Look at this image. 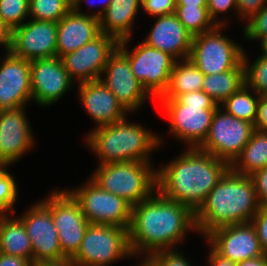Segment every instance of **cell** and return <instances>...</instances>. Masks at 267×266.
Wrapping results in <instances>:
<instances>
[{
  "mask_svg": "<svg viewBox=\"0 0 267 266\" xmlns=\"http://www.w3.org/2000/svg\"><path fill=\"white\" fill-rule=\"evenodd\" d=\"M86 137L89 149L99 157L100 164L150 162L151 152L162 143L161 137L155 135V132L152 133L137 123L133 124L126 118L110 125L96 127Z\"/></svg>",
  "mask_w": 267,
  "mask_h": 266,
  "instance_id": "277c9868",
  "label": "cell"
},
{
  "mask_svg": "<svg viewBox=\"0 0 267 266\" xmlns=\"http://www.w3.org/2000/svg\"><path fill=\"white\" fill-rule=\"evenodd\" d=\"M87 182L75 190H66L79 204L87 221L129 229L132 206L121 197L100 188L90 178Z\"/></svg>",
  "mask_w": 267,
  "mask_h": 266,
  "instance_id": "30bf717a",
  "label": "cell"
},
{
  "mask_svg": "<svg viewBox=\"0 0 267 266\" xmlns=\"http://www.w3.org/2000/svg\"><path fill=\"white\" fill-rule=\"evenodd\" d=\"M261 53L260 55L267 56V35L260 39Z\"/></svg>",
  "mask_w": 267,
  "mask_h": 266,
  "instance_id": "f907efd6",
  "label": "cell"
},
{
  "mask_svg": "<svg viewBox=\"0 0 267 266\" xmlns=\"http://www.w3.org/2000/svg\"><path fill=\"white\" fill-rule=\"evenodd\" d=\"M139 8V0H114L99 19L101 33L113 36L118 42L131 38Z\"/></svg>",
  "mask_w": 267,
  "mask_h": 266,
  "instance_id": "cb8c5ba5",
  "label": "cell"
},
{
  "mask_svg": "<svg viewBox=\"0 0 267 266\" xmlns=\"http://www.w3.org/2000/svg\"><path fill=\"white\" fill-rule=\"evenodd\" d=\"M208 256L210 266H237V263L219 256L212 248Z\"/></svg>",
  "mask_w": 267,
  "mask_h": 266,
  "instance_id": "ee69618b",
  "label": "cell"
},
{
  "mask_svg": "<svg viewBox=\"0 0 267 266\" xmlns=\"http://www.w3.org/2000/svg\"><path fill=\"white\" fill-rule=\"evenodd\" d=\"M130 256L133 257L127 228L89 224L71 260L75 266H108Z\"/></svg>",
  "mask_w": 267,
  "mask_h": 266,
  "instance_id": "52a82bcc",
  "label": "cell"
},
{
  "mask_svg": "<svg viewBox=\"0 0 267 266\" xmlns=\"http://www.w3.org/2000/svg\"><path fill=\"white\" fill-rule=\"evenodd\" d=\"M146 259L152 266H192L181 252L175 250H161L150 254Z\"/></svg>",
  "mask_w": 267,
  "mask_h": 266,
  "instance_id": "e575fe53",
  "label": "cell"
},
{
  "mask_svg": "<svg viewBox=\"0 0 267 266\" xmlns=\"http://www.w3.org/2000/svg\"><path fill=\"white\" fill-rule=\"evenodd\" d=\"M78 95L85 111L98 126L110 125L127 118L128 112L101 80L78 84Z\"/></svg>",
  "mask_w": 267,
  "mask_h": 266,
  "instance_id": "7402d4cb",
  "label": "cell"
},
{
  "mask_svg": "<svg viewBox=\"0 0 267 266\" xmlns=\"http://www.w3.org/2000/svg\"><path fill=\"white\" fill-rule=\"evenodd\" d=\"M57 22L29 20L12 30L10 52L25 60L56 57Z\"/></svg>",
  "mask_w": 267,
  "mask_h": 266,
  "instance_id": "2e32d148",
  "label": "cell"
},
{
  "mask_svg": "<svg viewBox=\"0 0 267 266\" xmlns=\"http://www.w3.org/2000/svg\"><path fill=\"white\" fill-rule=\"evenodd\" d=\"M114 0H105V2H110V4L113 2Z\"/></svg>",
  "mask_w": 267,
  "mask_h": 266,
  "instance_id": "db71d44e",
  "label": "cell"
},
{
  "mask_svg": "<svg viewBox=\"0 0 267 266\" xmlns=\"http://www.w3.org/2000/svg\"><path fill=\"white\" fill-rule=\"evenodd\" d=\"M174 14L193 37L217 26L210 18L207 6H176Z\"/></svg>",
  "mask_w": 267,
  "mask_h": 266,
  "instance_id": "f546056e",
  "label": "cell"
},
{
  "mask_svg": "<svg viewBox=\"0 0 267 266\" xmlns=\"http://www.w3.org/2000/svg\"><path fill=\"white\" fill-rule=\"evenodd\" d=\"M245 50L243 54V64L245 69V84L258 95H267V56L260 55L249 66V61Z\"/></svg>",
  "mask_w": 267,
  "mask_h": 266,
  "instance_id": "1f68e13d",
  "label": "cell"
},
{
  "mask_svg": "<svg viewBox=\"0 0 267 266\" xmlns=\"http://www.w3.org/2000/svg\"><path fill=\"white\" fill-rule=\"evenodd\" d=\"M6 168L0 166V216L7 215V211L16 214L13 205L18 197V187L14 177Z\"/></svg>",
  "mask_w": 267,
  "mask_h": 266,
  "instance_id": "836d02e7",
  "label": "cell"
},
{
  "mask_svg": "<svg viewBox=\"0 0 267 266\" xmlns=\"http://www.w3.org/2000/svg\"><path fill=\"white\" fill-rule=\"evenodd\" d=\"M11 35L12 30L0 20V45H3L7 52L11 48Z\"/></svg>",
  "mask_w": 267,
  "mask_h": 266,
  "instance_id": "f6af8a7d",
  "label": "cell"
},
{
  "mask_svg": "<svg viewBox=\"0 0 267 266\" xmlns=\"http://www.w3.org/2000/svg\"><path fill=\"white\" fill-rule=\"evenodd\" d=\"M169 120L173 137L188 148L199 147L211 126L217 103L203 90L179 95L176 99H157Z\"/></svg>",
  "mask_w": 267,
  "mask_h": 266,
  "instance_id": "5b68a950",
  "label": "cell"
},
{
  "mask_svg": "<svg viewBox=\"0 0 267 266\" xmlns=\"http://www.w3.org/2000/svg\"><path fill=\"white\" fill-rule=\"evenodd\" d=\"M176 0H150L143 10L148 14L157 17L175 13Z\"/></svg>",
  "mask_w": 267,
  "mask_h": 266,
  "instance_id": "f35d334b",
  "label": "cell"
},
{
  "mask_svg": "<svg viewBox=\"0 0 267 266\" xmlns=\"http://www.w3.org/2000/svg\"><path fill=\"white\" fill-rule=\"evenodd\" d=\"M204 76L190 59L176 61L170 73L168 87L158 99H176L181 94L200 91Z\"/></svg>",
  "mask_w": 267,
  "mask_h": 266,
  "instance_id": "484cf974",
  "label": "cell"
},
{
  "mask_svg": "<svg viewBox=\"0 0 267 266\" xmlns=\"http://www.w3.org/2000/svg\"><path fill=\"white\" fill-rule=\"evenodd\" d=\"M83 0H74L73 2H72V9L75 11V12H77V13H79V14H81L82 12L80 11V6L82 5V4H80L81 2H82ZM99 1V0H98ZM90 1L89 0H87L86 1V3H88V4H90L89 3ZM101 2H103L102 3V8L100 9V10H98V11H96V12H93V14H89L90 16H92V17H95V18H97V19H100L101 17H102V15H103V13L105 12V10L108 8V6L110 5V2H105V0H103V1H101ZM91 5V4H90Z\"/></svg>",
  "mask_w": 267,
  "mask_h": 266,
  "instance_id": "bcb514c9",
  "label": "cell"
},
{
  "mask_svg": "<svg viewBox=\"0 0 267 266\" xmlns=\"http://www.w3.org/2000/svg\"><path fill=\"white\" fill-rule=\"evenodd\" d=\"M237 266H267V255L263 254L259 257L242 260L237 263Z\"/></svg>",
  "mask_w": 267,
  "mask_h": 266,
  "instance_id": "c3c4849f",
  "label": "cell"
},
{
  "mask_svg": "<svg viewBox=\"0 0 267 266\" xmlns=\"http://www.w3.org/2000/svg\"><path fill=\"white\" fill-rule=\"evenodd\" d=\"M243 30L244 36L249 40H260L267 35V3L247 23Z\"/></svg>",
  "mask_w": 267,
  "mask_h": 266,
  "instance_id": "d590c367",
  "label": "cell"
},
{
  "mask_svg": "<svg viewBox=\"0 0 267 266\" xmlns=\"http://www.w3.org/2000/svg\"><path fill=\"white\" fill-rule=\"evenodd\" d=\"M100 80L128 112L142 107L150 95L131 71L128 58L117 48L108 58Z\"/></svg>",
  "mask_w": 267,
  "mask_h": 266,
  "instance_id": "9a60e30c",
  "label": "cell"
},
{
  "mask_svg": "<svg viewBox=\"0 0 267 266\" xmlns=\"http://www.w3.org/2000/svg\"><path fill=\"white\" fill-rule=\"evenodd\" d=\"M251 223L256 229L262 251L267 255V205L260 206Z\"/></svg>",
  "mask_w": 267,
  "mask_h": 266,
  "instance_id": "74e56055",
  "label": "cell"
},
{
  "mask_svg": "<svg viewBox=\"0 0 267 266\" xmlns=\"http://www.w3.org/2000/svg\"><path fill=\"white\" fill-rule=\"evenodd\" d=\"M153 168L151 162L138 161L99 164L89 178L134 206L157 190V169Z\"/></svg>",
  "mask_w": 267,
  "mask_h": 266,
  "instance_id": "8992f818",
  "label": "cell"
},
{
  "mask_svg": "<svg viewBox=\"0 0 267 266\" xmlns=\"http://www.w3.org/2000/svg\"><path fill=\"white\" fill-rule=\"evenodd\" d=\"M31 266H75L71 258H64L58 260H40L33 262Z\"/></svg>",
  "mask_w": 267,
  "mask_h": 266,
  "instance_id": "7dc6e473",
  "label": "cell"
},
{
  "mask_svg": "<svg viewBox=\"0 0 267 266\" xmlns=\"http://www.w3.org/2000/svg\"><path fill=\"white\" fill-rule=\"evenodd\" d=\"M150 0H139L141 8H143Z\"/></svg>",
  "mask_w": 267,
  "mask_h": 266,
  "instance_id": "816d5d0a",
  "label": "cell"
},
{
  "mask_svg": "<svg viewBox=\"0 0 267 266\" xmlns=\"http://www.w3.org/2000/svg\"><path fill=\"white\" fill-rule=\"evenodd\" d=\"M224 27L217 25L192 39L189 59L204 75L232 70L243 61L244 49L222 34Z\"/></svg>",
  "mask_w": 267,
  "mask_h": 266,
  "instance_id": "ba28073f",
  "label": "cell"
},
{
  "mask_svg": "<svg viewBox=\"0 0 267 266\" xmlns=\"http://www.w3.org/2000/svg\"><path fill=\"white\" fill-rule=\"evenodd\" d=\"M130 38L118 42L117 48L128 58L131 71L142 87L158 99L167 89L170 73L176 60L168 53L138 43L132 51L128 49Z\"/></svg>",
  "mask_w": 267,
  "mask_h": 266,
  "instance_id": "9c48e42d",
  "label": "cell"
},
{
  "mask_svg": "<svg viewBox=\"0 0 267 266\" xmlns=\"http://www.w3.org/2000/svg\"><path fill=\"white\" fill-rule=\"evenodd\" d=\"M238 15L243 20L249 21L267 3V0H236Z\"/></svg>",
  "mask_w": 267,
  "mask_h": 266,
  "instance_id": "60d3db41",
  "label": "cell"
},
{
  "mask_svg": "<svg viewBox=\"0 0 267 266\" xmlns=\"http://www.w3.org/2000/svg\"><path fill=\"white\" fill-rule=\"evenodd\" d=\"M30 0H0V20L11 30L29 17Z\"/></svg>",
  "mask_w": 267,
  "mask_h": 266,
  "instance_id": "d6a6232c",
  "label": "cell"
},
{
  "mask_svg": "<svg viewBox=\"0 0 267 266\" xmlns=\"http://www.w3.org/2000/svg\"><path fill=\"white\" fill-rule=\"evenodd\" d=\"M147 37L142 41L149 47L168 53L176 61L189 59L193 36L175 14L157 16Z\"/></svg>",
  "mask_w": 267,
  "mask_h": 266,
  "instance_id": "44dd1931",
  "label": "cell"
},
{
  "mask_svg": "<svg viewBox=\"0 0 267 266\" xmlns=\"http://www.w3.org/2000/svg\"><path fill=\"white\" fill-rule=\"evenodd\" d=\"M248 86L244 84L237 92L220 104L227 113L240 120L255 124L259 97L255 91L252 95Z\"/></svg>",
  "mask_w": 267,
  "mask_h": 266,
  "instance_id": "f1b7e54d",
  "label": "cell"
},
{
  "mask_svg": "<svg viewBox=\"0 0 267 266\" xmlns=\"http://www.w3.org/2000/svg\"><path fill=\"white\" fill-rule=\"evenodd\" d=\"M25 112V107L0 112V166H11L34 146Z\"/></svg>",
  "mask_w": 267,
  "mask_h": 266,
  "instance_id": "ffe728a7",
  "label": "cell"
},
{
  "mask_svg": "<svg viewBox=\"0 0 267 266\" xmlns=\"http://www.w3.org/2000/svg\"><path fill=\"white\" fill-rule=\"evenodd\" d=\"M176 6H207V0H176Z\"/></svg>",
  "mask_w": 267,
  "mask_h": 266,
  "instance_id": "681fc988",
  "label": "cell"
},
{
  "mask_svg": "<svg viewBox=\"0 0 267 266\" xmlns=\"http://www.w3.org/2000/svg\"><path fill=\"white\" fill-rule=\"evenodd\" d=\"M51 216L58 231L62 254L72 258L78 251L89 222L79 204L66 191L51 194Z\"/></svg>",
  "mask_w": 267,
  "mask_h": 266,
  "instance_id": "5bb4252c",
  "label": "cell"
},
{
  "mask_svg": "<svg viewBox=\"0 0 267 266\" xmlns=\"http://www.w3.org/2000/svg\"><path fill=\"white\" fill-rule=\"evenodd\" d=\"M0 58V112L25 107L32 100L30 61L10 51Z\"/></svg>",
  "mask_w": 267,
  "mask_h": 266,
  "instance_id": "d6986e66",
  "label": "cell"
},
{
  "mask_svg": "<svg viewBox=\"0 0 267 266\" xmlns=\"http://www.w3.org/2000/svg\"><path fill=\"white\" fill-rule=\"evenodd\" d=\"M260 206L251 178L229 169L195 211L197 233L251 222Z\"/></svg>",
  "mask_w": 267,
  "mask_h": 266,
  "instance_id": "3957f363",
  "label": "cell"
},
{
  "mask_svg": "<svg viewBox=\"0 0 267 266\" xmlns=\"http://www.w3.org/2000/svg\"><path fill=\"white\" fill-rule=\"evenodd\" d=\"M222 111L220 106L215 110L208 134L198 148L231 165L241 154L255 128L252 123Z\"/></svg>",
  "mask_w": 267,
  "mask_h": 266,
  "instance_id": "8fae6325",
  "label": "cell"
},
{
  "mask_svg": "<svg viewBox=\"0 0 267 266\" xmlns=\"http://www.w3.org/2000/svg\"><path fill=\"white\" fill-rule=\"evenodd\" d=\"M71 9V0H30L29 18L58 23Z\"/></svg>",
  "mask_w": 267,
  "mask_h": 266,
  "instance_id": "4dcf8cb0",
  "label": "cell"
},
{
  "mask_svg": "<svg viewBox=\"0 0 267 266\" xmlns=\"http://www.w3.org/2000/svg\"><path fill=\"white\" fill-rule=\"evenodd\" d=\"M245 84L243 61L234 69L205 75L202 90L220 106L228 97Z\"/></svg>",
  "mask_w": 267,
  "mask_h": 266,
  "instance_id": "83f0119b",
  "label": "cell"
},
{
  "mask_svg": "<svg viewBox=\"0 0 267 266\" xmlns=\"http://www.w3.org/2000/svg\"><path fill=\"white\" fill-rule=\"evenodd\" d=\"M264 167H267V132L255 129L230 169L237 174L250 176Z\"/></svg>",
  "mask_w": 267,
  "mask_h": 266,
  "instance_id": "4316f807",
  "label": "cell"
},
{
  "mask_svg": "<svg viewBox=\"0 0 267 266\" xmlns=\"http://www.w3.org/2000/svg\"><path fill=\"white\" fill-rule=\"evenodd\" d=\"M205 238L219 256L235 263L264 254L251 222L218 228Z\"/></svg>",
  "mask_w": 267,
  "mask_h": 266,
  "instance_id": "e0dca14e",
  "label": "cell"
},
{
  "mask_svg": "<svg viewBox=\"0 0 267 266\" xmlns=\"http://www.w3.org/2000/svg\"><path fill=\"white\" fill-rule=\"evenodd\" d=\"M31 262L23 257L6 255L0 252V266H31Z\"/></svg>",
  "mask_w": 267,
  "mask_h": 266,
  "instance_id": "7bdbcfd3",
  "label": "cell"
},
{
  "mask_svg": "<svg viewBox=\"0 0 267 266\" xmlns=\"http://www.w3.org/2000/svg\"><path fill=\"white\" fill-rule=\"evenodd\" d=\"M193 229L197 231L195 212L156 190L147 199L132 206L128 229L130 250L133 257L175 250V245L188 234L186 232Z\"/></svg>",
  "mask_w": 267,
  "mask_h": 266,
  "instance_id": "6da1fadb",
  "label": "cell"
},
{
  "mask_svg": "<svg viewBox=\"0 0 267 266\" xmlns=\"http://www.w3.org/2000/svg\"><path fill=\"white\" fill-rule=\"evenodd\" d=\"M118 41L100 33L79 49L61 57L64 69L78 84L100 80L109 56L117 49Z\"/></svg>",
  "mask_w": 267,
  "mask_h": 266,
  "instance_id": "4fadbf2b",
  "label": "cell"
},
{
  "mask_svg": "<svg viewBox=\"0 0 267 266\" xmlns=\"http://www.w3.org/2000/svg\"><path fill=\"white\" fill-rule=\"evenodd\" d=\"M207 9L210 18L216 25L225 26L227 21H221L217 17L222 13L228 12L231 9H235L237 12L236 0H207Z\"/></svg>",
  "mask_w": 267,
  "mask_h": 266,
  "instance_id": "8d00e7d4",
  "label": "cell"
},
{
  "mask_svg": "<svg viewBox=\"0 0 267 266\" xmlns=\"http://www.w3.org/2000/svg\"><path fill=\"white\" fill-rule=\"evenodd\" d=\"M230 169V165L200 148H187L157 170V190L194 212Z\"/></svg>",
  "mask_w": 267,
  "mask_h": 266,
  "instance_id": "7a4b0ae2",
  "label": "cell"
},
{
  "mask_svg": "<svg viewBox=\"0 0 267 266\" xmlns=\"http://www.w3.org/2000/svg\"><path fill=\"white\" fill-rule=\"evenodd\" d=\"M10 216H0V252L20 256L33 263L32 244L25 226L18 216Z\"/></svg>",
  "mask_w": 267,
  "mask_h": 266,
  "instance_id": "d4e9b609",
  "label": "cell"
},
{
  "mask_svg": "<svg viewBox=\"0 0 267 266\" xmlns=\"http://www.w3.org/2000/svg\"><path fill=\"white\" fill-rule=\"evenodd\" d=\"M30 80L32 99L39 106L57 102L74 85L59 57L30 61Z\"/></svg>",
  "mask_w": 267,
  "mask_h": 266,
  "instance_id": "ac0fdd59",
  "label": "cell"
},
{
  "mask_svg": "<svg viewBox=\"0 0 267 266\" xmlns=\"http://www.w3.org/2000/svg\"><path fill=\"white\" fill-rule=\"evenodd\" d=\"M249 177L254 184L256 196L260 205H267V167L255 171Z\"/></svg>",
  "mask_w": 267,
  "mask_h": 266,
  "instance_id": "ab89813d",
  "label": "cell"
},
{
  "mask_svg": "<svg viewBox=\"0 0 267 266\" xmlns=\"http://www.w3.org/2000/svg\"><path fill=\"white\" fill-rule=\"evenodd\" d=\"M33 205L22 220L33 250V262L66 258L61 251L58 231L51 216V195Z\"/></svg>",
  "mask_w": 267,
  "mask_h": 266,
  "instance_id": "7c38bea8",
  "label": "cell"
},
{
  "mask_svg": "<svg viewBox=\"0 0 267 266\" xmlns=\"http://www.w3.org/2000/svg\"><path fill=\"white\" fill-rule=\"evenodd\" d=\"M254 128L267 132V95H260Z\"/></svg>",
  "mask_w": 267,
  "mask_h": 266,
  "instance_id": "b9f144b4",
  "label": "cell"
},
{
  "mask_svg": "<svg viewBox=\"0 0 267 266\" xmlns=\"http://www.w3.org/2000/svg\"><path fill=\"white\" fill-rule=\"evenodd\" d=\"M100 33L99 19L71 9L57 23L56 57L61 58L79 49Z\"/></svg>",
  "mask_w": 267,
  "mask_h": 266,
  "instance_id": "603a6c76",
  "label": "cell"
},
{
  "mask_svg": "<svg viewBox=\"0 0 267 266\" xmlns=\"http://www.w3.org/2000/svg\"><path fill=\"white\" fill-rule=\"evenodd\" d=\"M138 266H152L146 259L140 263Z\"/></svg>",
  "mask_w": 267,
  "mask_h": 266,
  "instance_id": "f5cc1de1",
  "label": "cell"
}]
</instances>
